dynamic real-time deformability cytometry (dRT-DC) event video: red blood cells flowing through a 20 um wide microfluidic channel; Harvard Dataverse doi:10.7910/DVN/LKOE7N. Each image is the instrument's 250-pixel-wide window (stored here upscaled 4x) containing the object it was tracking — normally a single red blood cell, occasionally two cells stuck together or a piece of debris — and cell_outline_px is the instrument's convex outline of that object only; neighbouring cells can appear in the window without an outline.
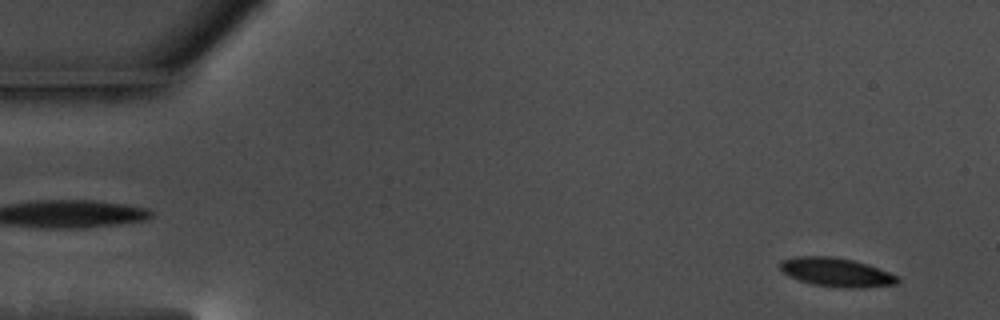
{"species": "common noctule bat (a hibernating species)", "species_latin": "Nyctalus noctula", "temperature_condition": "warm", "stored_images_in_passage": 58, "camera_frame_rate_fps": 3000, "um_per_image_px": 0.085, "animal": {"sex": "male", "body_mass_g": 17.5, "forearm_length_mm": 52.3}, "frame": {"image": 1, "passage_image": 4, "time_ms": 1.0, "image_size_px": [1000, 320], "cell_outline_px": [[900, 280], [896, 284], [864, 288], [844, 288], [812, 284], [788, 276], [780, 268], [780, 264], [784, 260], [796, 256], [832, 256], [852, 260], [868, 264], [888, 272], [896, 276]], "centroid_in_image_um": [71.1, 23.15], "position_along_channel_um": 13.9, "area_um2": 19.59}}
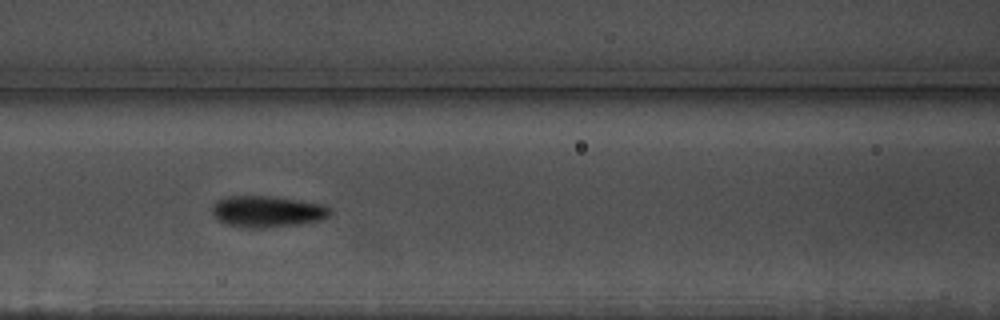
{"frame": {"image": 2, "passage_image": 25, "time_ms": 8.0, "image_size_px": [1000, 320], "cell_outline_px": [[332, 212], [328, 216], [320, 220], [300, 224], [264, 228], [240, 228], [224, 224], [216, 220], [212, 216], [212, 204], [216, 200], [228, 196], [268, 196], [296, 200], [320, 204], [332, 208]], "centroid_in_image_um": [22.64, 18.0], "position_along_channel_um": 144.0, "area_um2": 21.85}}
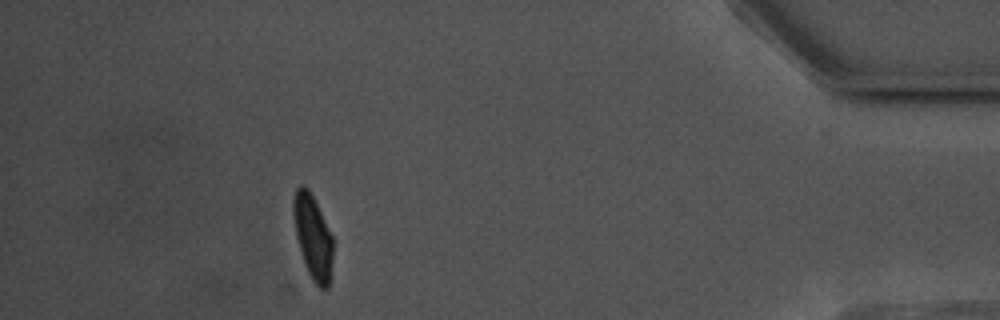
{"frame": {"image": 3, "passage_image": 52, "time_ms": 17.0, "image_size_px": [1000, 320], "cell_outline_px": [[332, 260], [328, 288], [320, 288], [312, 280], [304, 264], [296, 236], [292, 208], [292, 200], [296, 188], [300, 184], [308, 188], [332, 236]], "centroid_in_image_um": [26.56, 20.13], "position_along_channel_um": 408.6, "area_um2": 19.07}, "authors_computed_cell_mechanics": {"area_um2": 20.23, "velocity_mm_per_s": 3.5495, "shape_relaxation_time_tau1_ms": 2.6849, "shape_relaxation_time_tau2_ms": 1.8462, "deformation_change_tau1": 0.1355, "deformation_change_tau2": 0.0594}}